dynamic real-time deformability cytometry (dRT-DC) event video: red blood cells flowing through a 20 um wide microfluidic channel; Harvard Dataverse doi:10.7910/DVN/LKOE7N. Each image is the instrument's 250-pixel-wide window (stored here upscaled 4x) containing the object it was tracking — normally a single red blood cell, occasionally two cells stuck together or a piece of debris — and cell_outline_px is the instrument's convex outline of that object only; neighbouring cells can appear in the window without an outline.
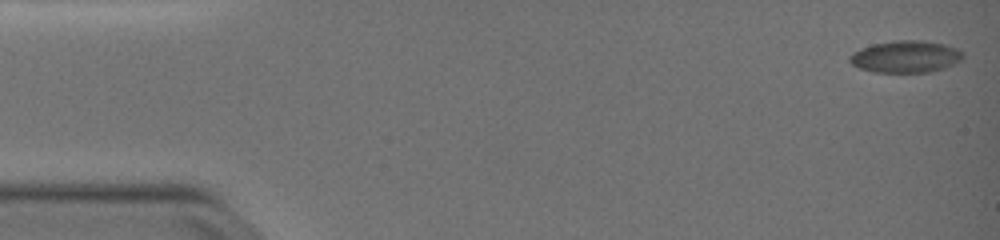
{"species": "common noctule bat (a hibernating species)", "species_latin": "Nyctalus noctula", "temperature_condition": "warm", "stored_images_in_passage": 52, "camera_frame_rate_fps": 3000, "um_per_image_px": 0.085, "animal": {"sex": "female", "body_mass_g": 19.0, "forearm_length_mm": 51.5}, "frame": {"image": 1, "passage_image": 1, "time_ms": 0.0, "image_size_px": [1000, 240], "cell_outline_px": [[964, 56], [960, 60], [944, 68], [928, 72], [876, 72], [860, 68], [852, 64], [848, 60], [848, 56], [852, 52], [860, 48], [872, 44], [896, 40], [920, 40], [944, 44], [956, 48], [964, 52]], "centroid_in_image_um": [76.95, 4.8], "position_along_channel_um": 8.0, "area_um2": 21.1}}
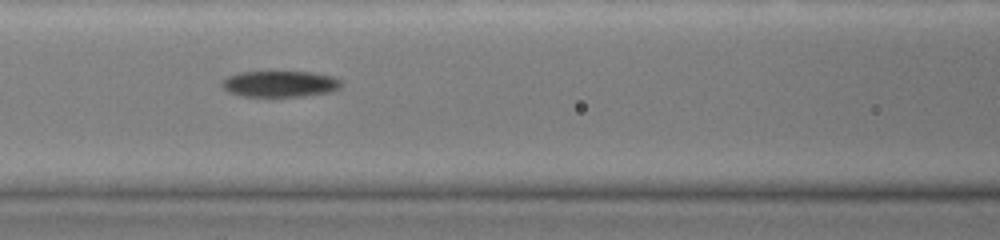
{"frame": {"image": 2, "passage_image": 23, "time_ms": 7.333, "image_size_px": [1000, 240], "cell_outline_px": [[344, 84], [340, 88], [332, 92], [304, 96], [240, 96], [228, 92], [220, 84], [228, 76], [240, 72], [312, 72], [332, 76], [340, 80]], "centroid_in_image_um": [23.83, 7.13], "position_along_channel_um": 142.8, "area_um2": 18.26}}
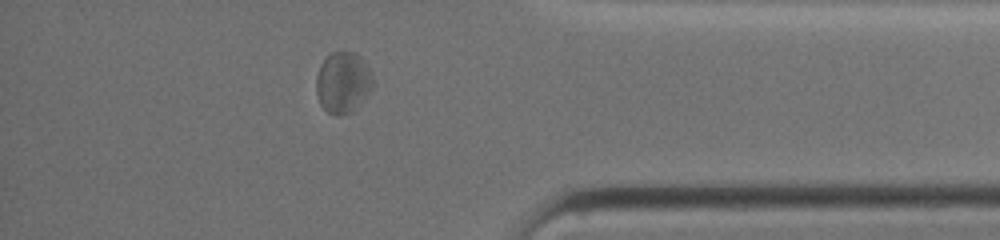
{"frame": {"image": 3, "passage_image": 45, "time_ms": 14.667, "image_size_px": [1000, 240], "cell_outline_px": [[372, 88], [360, 104], [352, 112], [336, 116], [328, 112], [320, 104], [316, 92], [316, 76], [320, 64], [332, 52], [356, 52], [364, 60], [372, 76]], "centroid_in_image_um": [29.14, 7.01], "position_along_channel_um": 406.1, "area_um2": 20.17}, "authors_computed_cell_mechanics": {"area_um2": 19.652, "velocity_mm_per_s": 3.7262, "shape_relaxation_time_tau1_ms": null, "shape_relaxation_time_tau2_ms": 1.347, "deformation_change_tau1": null, "deformation_change_tau2": 0.0736}}